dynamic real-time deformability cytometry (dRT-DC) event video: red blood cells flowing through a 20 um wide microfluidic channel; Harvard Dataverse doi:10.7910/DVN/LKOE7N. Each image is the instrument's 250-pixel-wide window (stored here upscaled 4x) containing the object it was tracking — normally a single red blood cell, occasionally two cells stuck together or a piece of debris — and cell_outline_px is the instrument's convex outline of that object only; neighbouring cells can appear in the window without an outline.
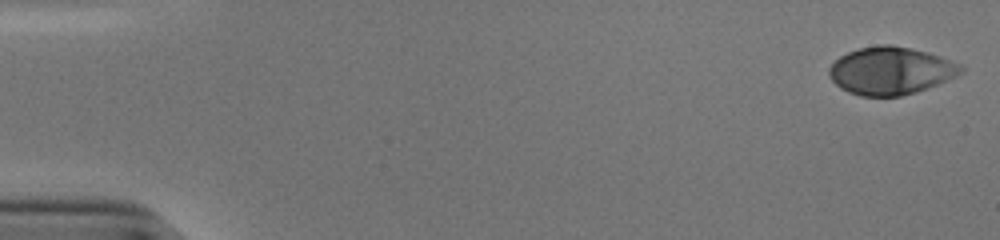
{"species": "human", "species_latin": "Homo sapiens", "temperature_condition": "cold", "stored_images_in_passage": 53, "camera_frame_rate_fps": 3000, "um_per_image_px": 0.085, "donor": {"sex": "male"}, "frame": {"image": 1, "passage_image": 1, "time_ms": 0.0, "image_size_px": [1000, 240], "cell_outline_px": [[964, 72], [948, 80], [928, 88], [916, 92], [900, 96], [860, 96], [848, 92], [840, 88], [828, 76], [828, 68], [840, 56], [848, 52], [860, 48], [880, 44], [892, 44], [928, 52], [940, 56], [960, 64], [964, 68]], "centroid_in_image_um": [75.71, 6.01], "position_along_channel_um": 9.3, "area_um2": 36.76}}
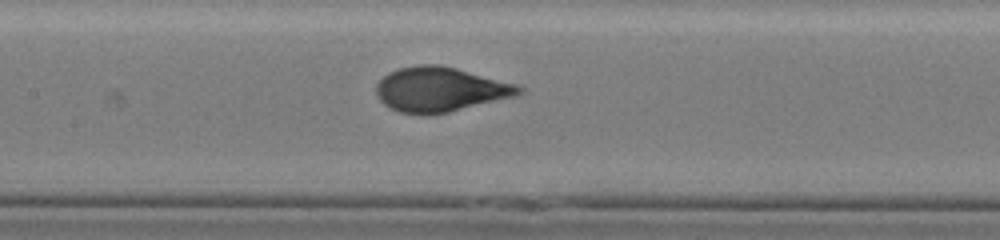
{"frame": {"image": 2, "passage_image": 26, "time_ms": 8.333, "image_size_px": [1000, 240], "cell_outline_px": [[524, 92], [516, 96], [448, 112], [400, 112], [384, 104], [376, 96], [376, 84], [388, 72], [396, 68], [420, 64], [440, 64], [456, 68], [516, 84], [524, 88]], "centroid_in_image_um": [37.42, 7.56], "position_along_channel_um": 170.0, "area_um2": 36.59}}
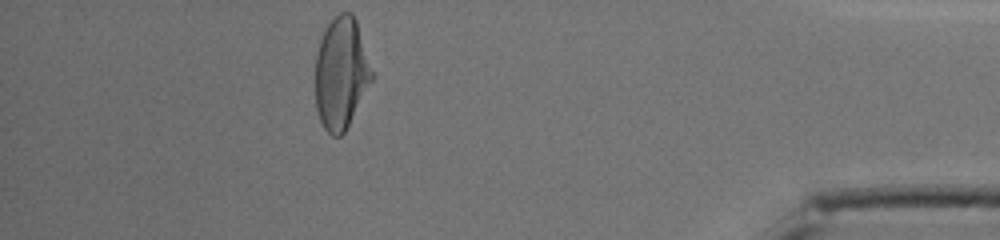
{"frame": {"image": 3, "passage_image": 48, "time_ms": 15.667, "image_size_px": [1000, 240], "cell_outline_px": [[376, 76], [344, 132], [340, 136], [332, 136], [324, 128], [320, 120], [316, 108], [316, 52], [320, 40], [328, 24], [340, 12], [352, 12], [356, 20], [376, 72]], "centroid_in_image_um": [29.05, 6.21], "position_along_channel_um": 406.1, "area_um2": 37.4}, "authors_computed_cell_mechanics": {"area_um2": 36.8764, "velocity_mm_per_s": 3.8231, "shape_relaxation_time_tau1_ms": 4.5264, "shape_relaxation_time_tau2_ms": null, "deformation_change_tau1": 0.2134, "deformation_change_tau2": null}}